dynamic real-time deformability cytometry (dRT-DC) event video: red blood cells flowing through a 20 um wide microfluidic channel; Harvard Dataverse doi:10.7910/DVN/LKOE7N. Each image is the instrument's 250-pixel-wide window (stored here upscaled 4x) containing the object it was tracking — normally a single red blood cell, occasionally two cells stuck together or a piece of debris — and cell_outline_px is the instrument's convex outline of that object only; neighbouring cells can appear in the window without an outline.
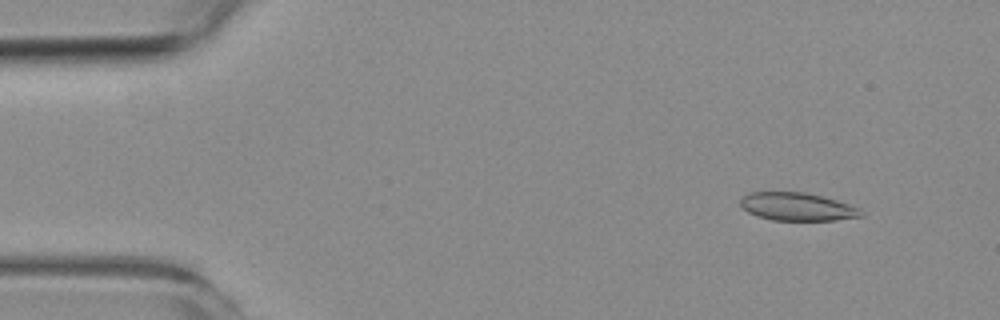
{"species": "common noctule bat (a hibernating species)", "species_latin": "Nyctalus noctula", "temperature_condition": "room temperature", "stored_images_in_passage": 3, "camera_frame_rate_fps": 3000, "um_per_image_px": 0.085, "animal": {"sex": "female", "body_mass_g": 19.3, "forearm_length_mm": 54.1}, "frame": {"image": 1, "passage_image": 2, "time_ms": 1.0, "image_size_px": [1000, 320], "cell_outline_px": [[864, 216], [836, 220], [772, 220], [756, 216], [748, 212], [740, 204], [740, 200], [744, 196], [752, 192], [804, 192], [836, 200], [860, 208], [864, 212]], "centroid_in_image_um": [67.79, 17.58], "position_along_channel_um": 17.2, "area_um2": 19.59}}